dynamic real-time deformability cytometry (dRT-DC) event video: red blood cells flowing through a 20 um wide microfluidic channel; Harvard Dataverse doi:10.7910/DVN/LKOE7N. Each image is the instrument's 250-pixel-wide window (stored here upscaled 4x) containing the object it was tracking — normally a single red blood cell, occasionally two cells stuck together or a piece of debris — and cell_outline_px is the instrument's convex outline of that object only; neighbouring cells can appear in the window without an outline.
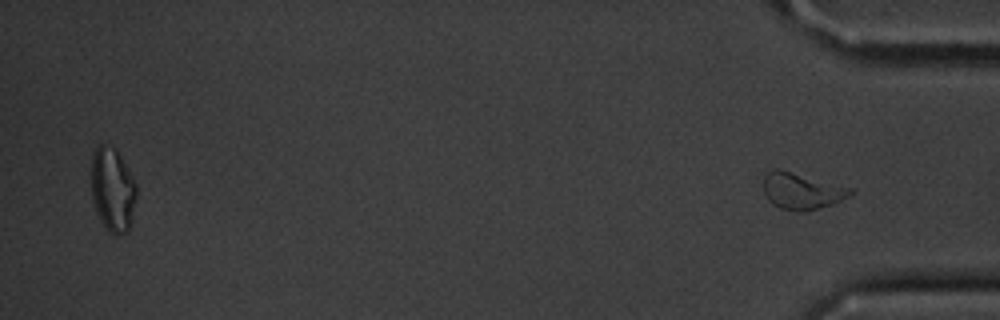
{"species": "common noctule bat (a hibernating species)", "species_latin": "Nyctalus noctula", "temperature_condition": "cold", "stored_images_in_passage": 54, "segment_of_instrument_passage": [2, 2], "camera_frame_rate_fps": 3000, "um_per_image_px": 0.085, "animal": {"sex": "male", "body_mass_g": 20.1, "forearm_length_mm": 53.5}, "frame": {"image": 1, "passage_image": 54, "time_ms": 17.667, "image_size_px": [1000, 320], "cell_outline_px": [[856, 192], [832, 204], [804, 212], [800, 212], [780, 208], [772, 204], [768, 200], [764, 192], [764, 176], [772, 168], [780, 168], [852, 188]], "centroid_in_image_um": [68.13, 16.23], "position_along_channel_um": 367.1, "area_um2": 18.55}}